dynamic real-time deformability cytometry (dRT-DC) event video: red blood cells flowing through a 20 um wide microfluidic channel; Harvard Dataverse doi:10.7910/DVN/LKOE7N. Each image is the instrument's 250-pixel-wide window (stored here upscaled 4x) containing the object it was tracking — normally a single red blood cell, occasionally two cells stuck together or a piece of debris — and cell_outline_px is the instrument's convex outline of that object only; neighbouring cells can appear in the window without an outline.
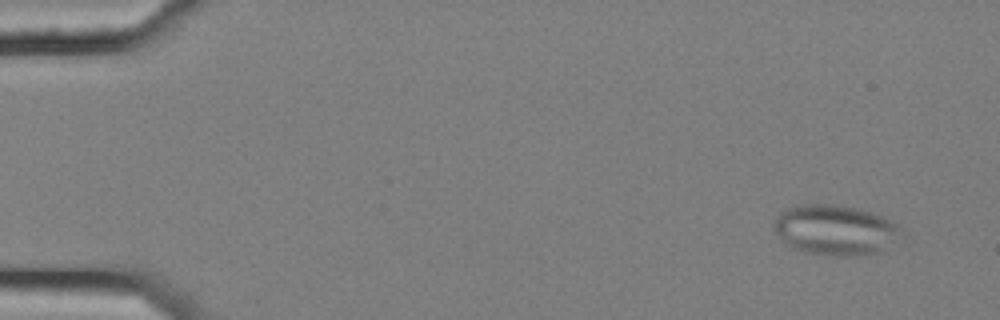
{"species": "common noctule bat (a hibernating species)", "species_latin": "Nyctalus noctula", "temperature_condition": "cold", "stored_images_in_passage": 6, "camera_frame_rate_fps": 3000, "um_per_image_px": 0.085, "animal": {"sex": "female", "body_mass_g": 25.1}, "frame": {"image": 1, "passage_image": 2, "time_ms": 0.333, "image_size_px": [1000, 320], "cell_outline_px": [[900, 228], [884, 248], [880, 252], [860, 256], [836, 256], [808, 252], [792, 248], [784, 244], [780, 240], [772, 228], [776, 216], [780, 212], [788, 208], [800, 204], [832, 204], [852, 208], [868, 212], [880, 216], [900, 224]], "centroid_in_image_um": [70.87, 19.55], "position_along_channel_um": 14.1, "area_um2": 36.7}}